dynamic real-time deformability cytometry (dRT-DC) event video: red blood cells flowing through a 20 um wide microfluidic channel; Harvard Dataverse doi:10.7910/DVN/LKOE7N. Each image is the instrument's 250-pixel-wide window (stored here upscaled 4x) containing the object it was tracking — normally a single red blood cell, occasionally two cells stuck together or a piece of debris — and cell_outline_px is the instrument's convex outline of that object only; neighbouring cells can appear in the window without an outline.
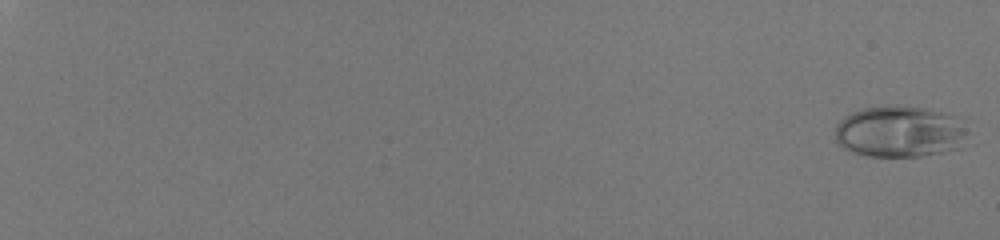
{"species": "human", "species_latin": "Homo sapiens", "temperature_condition": "room temperature", "stored_images_in_passage": 57, "camera_frame_rate_fps": 3000, "um_per_image_px": 0.085, "donor": {"sex": "male"}, "frame": {"image": 1, "passage_image": 1, "time_ms": 0.0, "image_size_px": [1000, 240], "cell_outline_px": [[968, 120], [960, 148], [920, 156], [868, 156], [852, 152], [844, 148], [836, 140], [836, 124], [844, 116], [852, 112], [864, 108], [896, 104], [928, 108], [960, 116]], "centroid_in_image_um": [76.51, 11.15], "position_along_channel_um": 8.5, "area_um2": 40.29}}
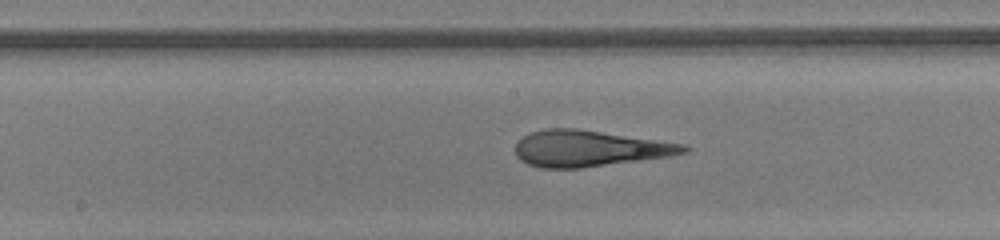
{"frame": {"image": 2, "passage_image": 36, "time_ms": 11.667, "image_size_px": [1000, 240], "cell_outline_px": [[688, 152], [672, 156], [580, 168], [540, 168], [528, 164], [520, 160], [516, 156], [516, 144], [524, 136], [532, 132], [544, 128], [576, 128], [684, 144], [688, 148]], "centroid_in_image_um": [50.07, 12.62], "position_along_channel_um": 198.1, "area_um2": 35.32}}
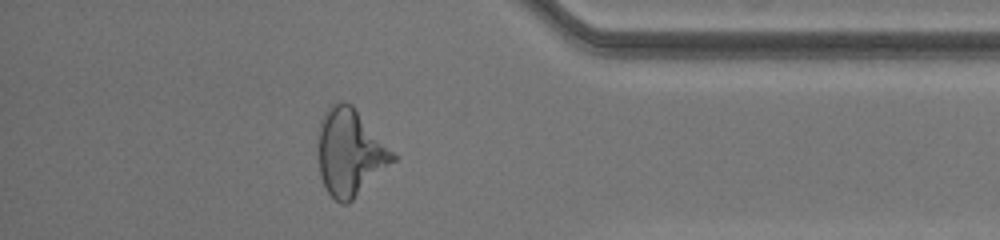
{"frame": {"image": 3, "passage_image": 52, "time_ms": 17.0, "image_size_px": [1000, 240], "cell_outline_px": [[396, 160], [348, 204], [340, 204], [328, 192], [320, 176], [316, 144], [316, 140], [320, 120], [324, 112], [332, 104], [344, 100], [352, 104], [396, 156]], "centroid_in_image_um": [29.7, 12.94], "position_along_channel_um": 405.5, "area_um2": 37.92}, "authors_computed_cell_mechanics": {"area_um2": 36.5296, "velocity_mm_per_s": 4.1159, "shape_relaxation_time_tau1_ms": 11.1944, "shape_relaxation_time_tau2_ms": 1.1039, "deformation_change_tau1": 0.3366, "deformation_change_tau2": 0.0785}}